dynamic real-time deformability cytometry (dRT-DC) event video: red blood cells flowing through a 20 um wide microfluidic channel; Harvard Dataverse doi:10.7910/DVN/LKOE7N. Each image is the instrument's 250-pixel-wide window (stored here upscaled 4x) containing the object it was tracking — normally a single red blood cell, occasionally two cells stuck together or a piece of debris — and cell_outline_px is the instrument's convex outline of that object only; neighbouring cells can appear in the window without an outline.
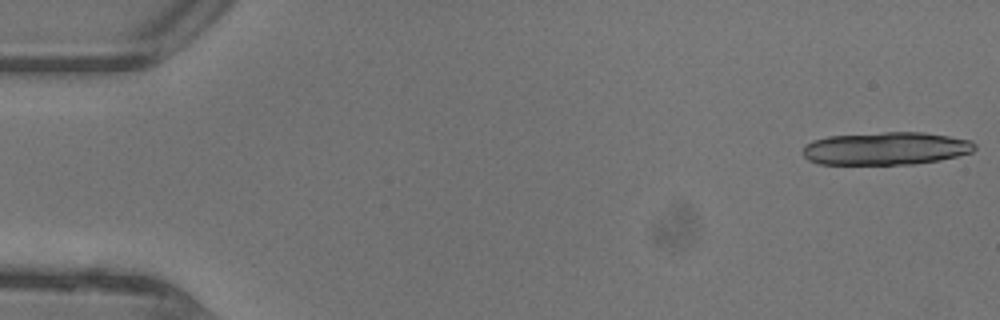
{"species": "common noctule bat (a hibernating species)", "species_latin": "Nyctalus noctula", "temperature_condition": "warm", "stored_images_in_passage": 16, "camera_frame_rate_fps": 3000, "um_per_image_px": 0.085, "animal": {"sex": "female"}, "frame": {"image": 1, "passage_image": 1, "time_ms": 0.0, "image_size_px": [1000, 320], "cell_outline_px": [[976, 148], [972, 152], [940, 160], [912, 164], [820, 164], [808, 160], [800, 152], [804, 144], [812, 140], [828, 136], [884, 132], [924, 132], [972, 140], [976, 144]], "centroid_in_image_um": [75.27, 12.61], "position_along_channel_um": 9.7, "area_um2": 33.18}}